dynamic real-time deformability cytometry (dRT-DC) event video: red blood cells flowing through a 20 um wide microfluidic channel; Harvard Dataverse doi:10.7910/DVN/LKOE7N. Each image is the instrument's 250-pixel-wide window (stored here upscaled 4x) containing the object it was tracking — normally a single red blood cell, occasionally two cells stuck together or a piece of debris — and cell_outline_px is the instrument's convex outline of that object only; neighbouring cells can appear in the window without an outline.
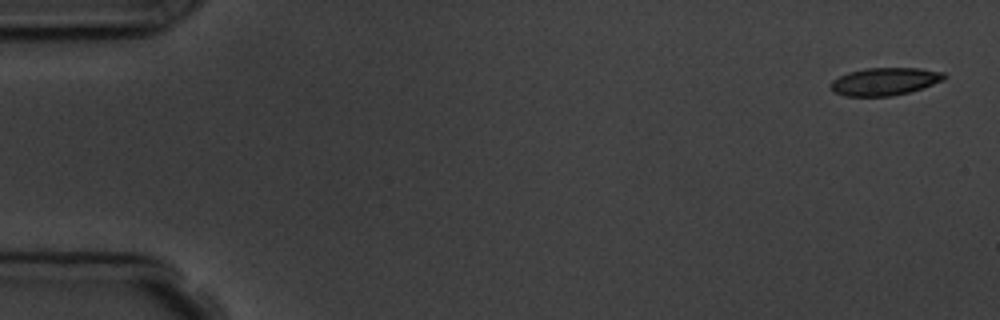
{"species": "common noctule bat (a hibernating species)", "species_latin": "Nyctalus noctula", "temperature_condition": "room temperature", "stored_images_in_passage": 5, "camera_frame_rate_fps": 3000, "um_per_image_px": 0.085, "animal": {"sex": "male", "body_mass_g": 19.5, "forearm_length_mm": 54.6}, "frame": {"image": 1, "passage_image": 1, "time_ms": 0.0, "image_size_px": [1000, 320], "cell_outline_px": [[948, 76], [944, 80], [908, 92], [892, 96], [844, 96], [832, 92], [828, 84], [832, 80], [848, 72], [864, 68], [920, 68], [944, 72]], "centroid_in_image_um": [75.16, 6.92], "position_along_channel_um": 9.8, "area_um2": 18.44}}
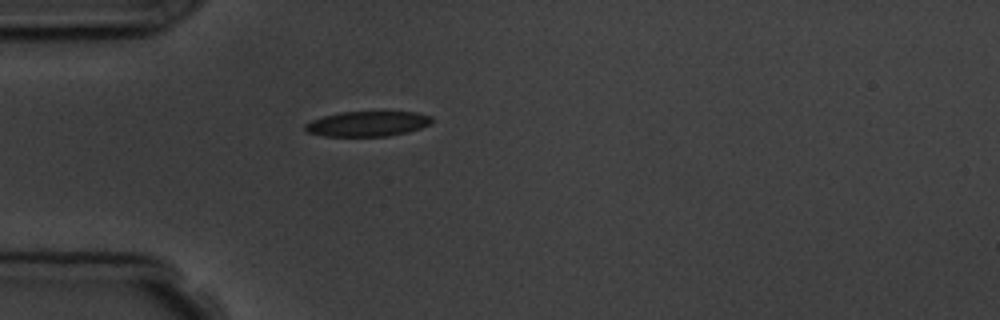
{"frame": {"image": 2, "passage_image": 5, "time_ms": 4.667, "image_size_px": [1000, 320], "cell_outline_px": [[432, 124], [408, 132], [388, 136], [324, 136], [308, 132], [304, 128], [304, 124], [312, 120], [324, 116], [340, 112], [416, 112], [432, 116]], "centroid_in_image_um": [31.26, 10.52], "position_along_channel_um": 53.7, "area_um2": 18.55}}